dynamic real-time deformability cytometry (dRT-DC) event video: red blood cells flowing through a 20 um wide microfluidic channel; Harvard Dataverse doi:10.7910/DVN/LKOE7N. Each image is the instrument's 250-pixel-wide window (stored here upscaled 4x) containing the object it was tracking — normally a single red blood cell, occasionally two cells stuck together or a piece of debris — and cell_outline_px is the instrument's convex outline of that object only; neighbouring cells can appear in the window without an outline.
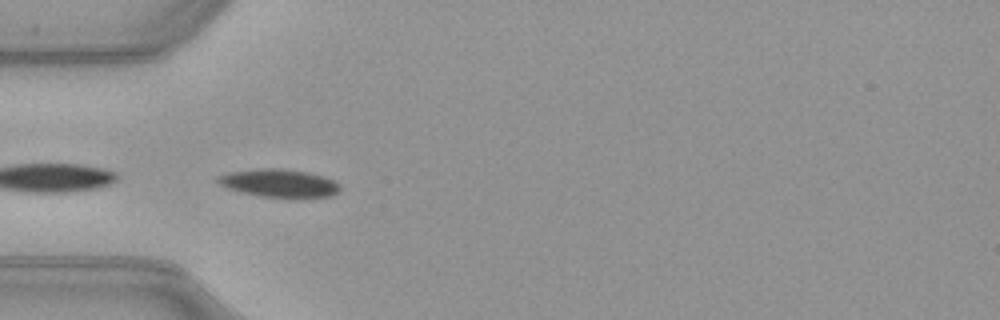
{"species": "common noctule bat (a hibernating species)", "species_latin": "Nyctalus noctula", "temperature_condition": "warm", "stored_images_in_passage": 33, "segment_of_instrument_passage": [2, 2], "camera_frame_rate_fps": 3000, "um_per_image_px": 0.085, "animal": {"sex": "female", "body_mass_g": 21.9}, "frame": {"image": 1, "passage_image": 17, "time_ms": 5.333, "image_size_px": [1000, 320], "cell_outline_px": [[340, 188], [332, 196], [296, 200], [260, 196], [240, 192], [228, 188], [220, 184], [216, 180], [216, 176], [228, 172], [264, 168], [280, 168], [308, 172], [324, 176], [332, 180]], "centroid_in_image_um": [23.73, 15.6], "position_along_channel_um": 61.3, "area_um2": 20.46}}
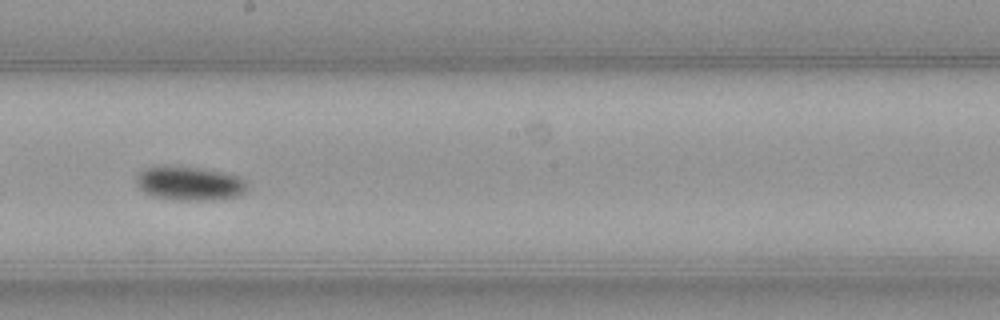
{"frame": {"image": 2, "passage_image": 30, "time_ms": 9.667, "image_size_px": [1000, 320], "cell_outline_px": [[248, 188], [244, 192], [236, 196], [216, 200], [176, 200], [152, 196], [144, 192], [136, 184], [136, 176], [144, 168], [196, 168], [220, 172], [240, 176], [244, 180]], "centroid_in_image_um": [16.13, 15.63], "position_along_channel_um": 232.1, "area_um2": 21.39}}